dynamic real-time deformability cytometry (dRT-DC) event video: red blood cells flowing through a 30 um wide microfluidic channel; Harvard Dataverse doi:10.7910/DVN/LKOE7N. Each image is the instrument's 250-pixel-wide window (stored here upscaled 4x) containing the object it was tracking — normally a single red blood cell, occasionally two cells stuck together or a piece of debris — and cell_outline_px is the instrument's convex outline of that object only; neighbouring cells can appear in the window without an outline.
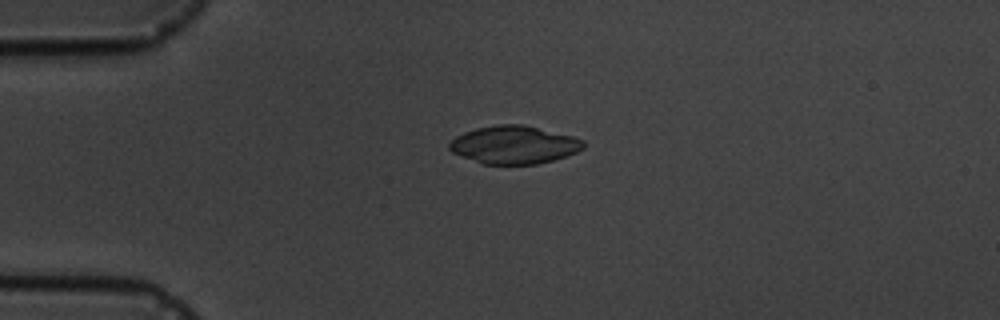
{"species": "common noctule bat (a hibernating species)", "species_latin": "Nyctalus noctula", "temperature_condition": "cold", "stored_images_in_passage": 5, "camera_frame_rate_fps": 3000, "um_per_image_px": 0.085, "animal": {"sex": "male", "body_mass_g": 19.5, "forearm_length_mm": 54.6}, "frame": {"image": 1, "passage_image": 4, "time_ms": 4.333, "image_size_px": [1000, 320], "cell_outline_px": [[584, 148], [568, 156], [536, 164], [484, 164], [460, 156], [452, 152], [448, 148], [448, 144], [456, 136], [464, 132], [476, 128], [496, 124], [524, 124], [572, 136], [584, 140]], "centroid_in_image_um": [43.69, 12.3], "position_along_channel_um": 41.3, "area_um2": 29.71}}